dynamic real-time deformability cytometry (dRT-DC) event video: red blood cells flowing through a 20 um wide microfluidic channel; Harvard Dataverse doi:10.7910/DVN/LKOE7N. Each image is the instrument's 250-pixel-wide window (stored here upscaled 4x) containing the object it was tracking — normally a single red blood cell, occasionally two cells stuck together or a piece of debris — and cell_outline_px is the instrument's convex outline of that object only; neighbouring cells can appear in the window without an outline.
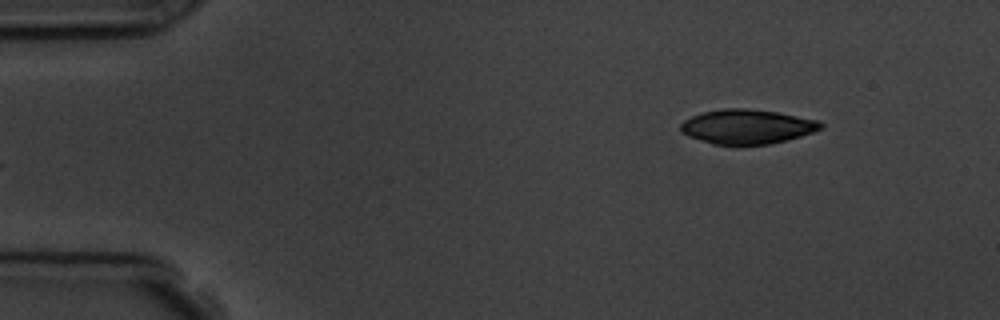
{"species": "common noctule bat (a hibernating species)", "species_latin": "Nyctalus noctula", "temperature_condition": "room temperature", "stored_images_in_passage": 5, "segment_of_instrument_passage": [2, 2], "camera_frame_rate_fps": 3000, "um_per_image_px": 0.085, "animal": {"sex": "male", "body_mass_g": 19.5, "forearm_length_mm": 54.6}, "frame": {"image": 1, "passage_image": 5, "time_ms": 4.667, "image_size_px": [1000, 320], "cell_outline_px": [[824, 128], [800, 136], [768, 144], [712, 144], [688, 136], [680, 132], [680, 124], [684, 120], [692, 116], [704, 112], [724, 108], [748, 108], [776, 112], [820, 120], [824, 124]], "centroid_in_image_um": [63.5, 10.75], "position_along_channel_um": 21.5, "area_um2": 28.03}}